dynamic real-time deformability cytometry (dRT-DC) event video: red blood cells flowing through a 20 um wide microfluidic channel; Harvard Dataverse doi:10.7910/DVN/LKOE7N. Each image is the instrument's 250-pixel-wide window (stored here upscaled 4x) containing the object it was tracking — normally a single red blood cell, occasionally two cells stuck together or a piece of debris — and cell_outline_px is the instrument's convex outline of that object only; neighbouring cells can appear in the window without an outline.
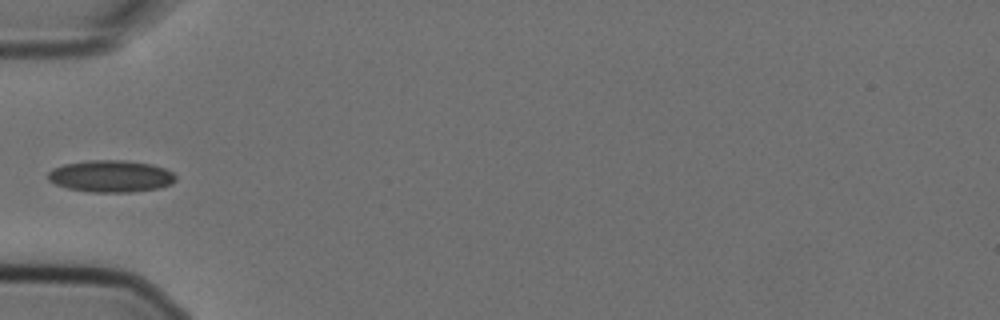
{"species": "Egyptian fruit bat (a non-hibernating species)", "species_latin": "Rousettus aegyptiacus", "temperature_condition": "cold", "stored_images_in_passage": 6, "camera_frame_rate_fps": 3000, "um_per_image_px": 0.085, "animal": {"sex": "female"}, "frame": {"image": 1, "passage_image": 6, "time_ms": 1.667, "image_size_px": [1000, 320], "cell_outline_px": [[176, 180], [172, 184], [160, 188], [132, 192], [92, 192], [68, 188], [56, 184], [48, 180], [48, 172], [52, 168], [64, 164], [88, 160], [124, 160], [152, 164], [164, 168], [172, 172], [176, 176]], "centroid_in_image_um": [9.44, 14.97], "position_along_channel_um": 75.6, "area_um2": 23.87}}